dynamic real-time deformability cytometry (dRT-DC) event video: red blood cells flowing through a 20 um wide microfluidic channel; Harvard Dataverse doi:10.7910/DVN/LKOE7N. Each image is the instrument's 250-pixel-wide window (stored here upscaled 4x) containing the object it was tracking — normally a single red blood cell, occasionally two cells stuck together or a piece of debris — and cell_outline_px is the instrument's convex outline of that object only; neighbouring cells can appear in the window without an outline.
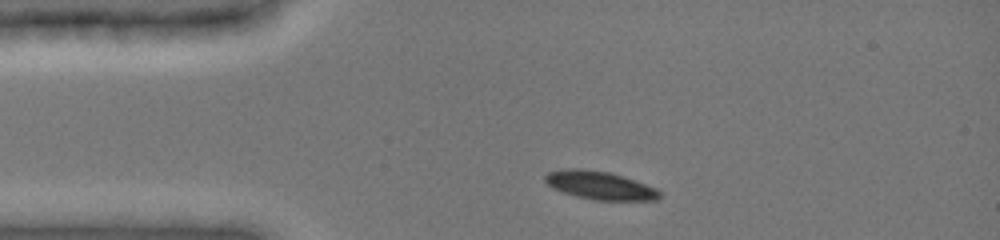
{"species": "common noctule bat (a hibernating species)", "species_latin": "Nyctalus noctula", "temperature_condition": "cold", "stored_images_in_passage": 5, "camera_frame_rate_fps": 3000, "um_per_image_px": 0.085, "animal": {"sex": "female", "body_mass_g": 19.0, "forearm_length_mm": 51.5}, "frame": {"image": 1, "passage_image": 1, "time_ms": 0.0, "image_size_px": [1000, 240], "cell_outline_px": [[660, 196], [656, 200], [596, 200], [576, 196], [552, 188], [544, 180], [544, 176], [548, 172], [568, 168], [580, 168], [608, 172], [656, 188], [660, 192]], "centroid_in_image_um": [50.94, 15.75], "position_along_channel_um": 34.1, "area_um2": 18.5}}
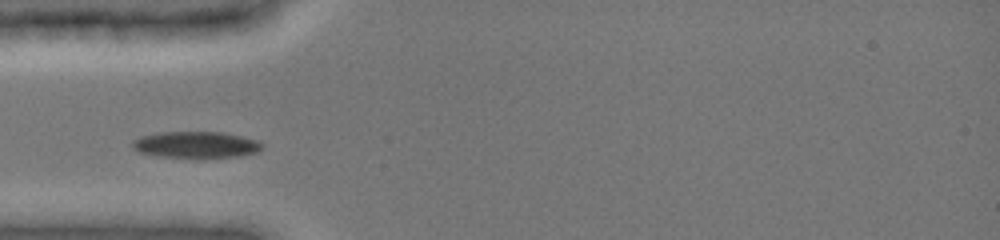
{"frame": {"image": 2, "passage_image": 3, "time_ms": 1.667, "image_size_px": [1000, 240], "cell_outline_px": [[264, 144], [256, 152], [240, 156], [200, 160], [156, 156], [140, 152], [132, 148], [132, 140], [140, 136], [156, 132], [220, 132], [244, 136], [256, 140]], "centroid_in_image_um": [16.63, 12.33], "position_along_channel_um": 68.4, "area_um2": 20.81}}
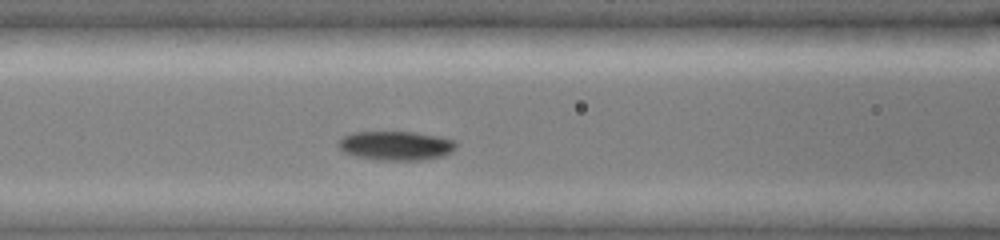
{"frame": {"image": 3, "passage_image": 5, "time_ms": 3.333, "image_size_px": [1000, 240], "cell_outline_px": [[456, 148], [452, 152], [440, 156], [420, 160], [376, 160], [356, 156], [344, 152], [340, 148], [340, 140], [344, 136], [352, 132], [416, 132], [440, 136], [456, 140]], "centroid_in_image_um": [33.7, 12.37], "position_along_channel_um": 132.9, "area_um2": 19.94}}